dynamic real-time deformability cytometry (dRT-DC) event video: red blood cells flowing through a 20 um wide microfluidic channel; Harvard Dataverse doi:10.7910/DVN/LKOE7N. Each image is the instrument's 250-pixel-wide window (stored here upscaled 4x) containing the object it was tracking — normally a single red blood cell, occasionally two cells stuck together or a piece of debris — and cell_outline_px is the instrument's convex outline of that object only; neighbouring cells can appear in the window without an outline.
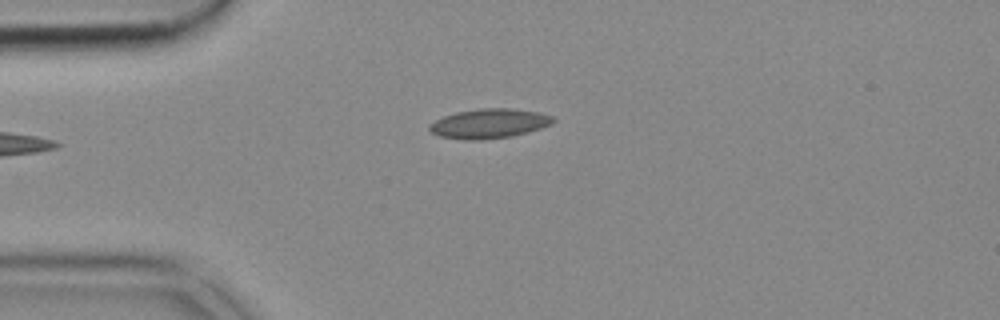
{"species": "common noctule bat (a hibernating species)", "species_latin": "Nyctalus noctula", "temperature_condition": "cold", "stored_images_in_passage": 30, "camera_frame_rate_fps": 3000, "um_per_image_px": 0.085, "animal": {"sex": "female", "body_mass_g": 18.4}, "frame": {"image": 1, "passage_image": 1, "time_ms": 0.0, "image_size_px": [1000, 320], "cell_outline_px": [[556, 120], [552, 124], [528, 132], [512, 136], [480, 140], [464, 140], [440, 136], [432, 132], [428, 128], [428, 124], [444, 116], [456, 112], [480, 108], [512, 108], [540, 112], [552, 116]], "centroid_in_image_um": [41.59, 10.5], "position_along_channel_um": 43.4, "area_um2": 21.39}}
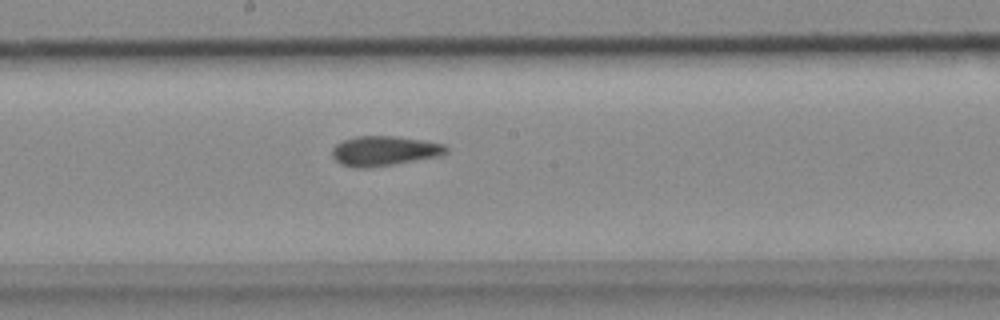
{"frame": {"image": 2, "passage_image": 16, "time_ms": 5.0, "image_size_px": [1000, 320], "cell_outline_px": [[448, 152], [440, 156], [368, 168], [352, 168], [340, 164], [332, 156], [332, 148], [336, 144], [344, 140], [356, 136], [396, 136], [424, 140], [444, 144], [448, 148]], "centroid_in_image_um": [32.65, 12.83], "position_along_channel_um": 215.5, "area_um2": 19.88}}
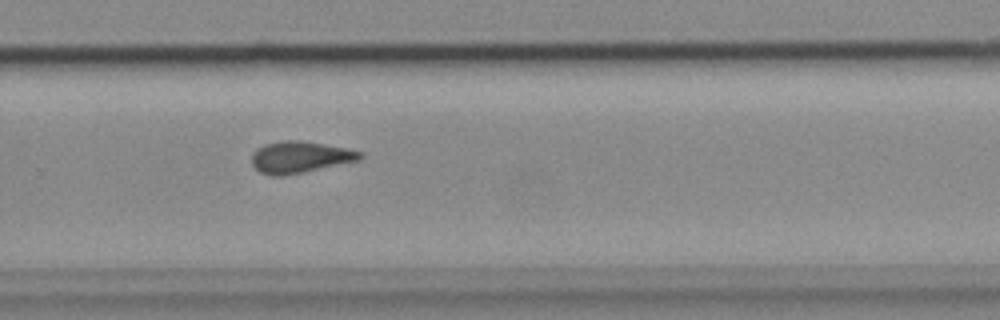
{"frame": {"image": 3, "passage_image": 23, "time_ms": 7.333, "image_size_px": [1000, 320], "cell_outline_px": [[364, 156], [360, 160], [304, 172], [284, 176], [272, 176], [260, 172], [252, 164], [252, 152], [256, 148], [264, 144], [284, 140], [300, 140], [348, 148], [360, 152]], "centroid_in_image_um": [25.48, 13.35], "position_along_channel_um": 304.3, "area_um2": 20.06}}